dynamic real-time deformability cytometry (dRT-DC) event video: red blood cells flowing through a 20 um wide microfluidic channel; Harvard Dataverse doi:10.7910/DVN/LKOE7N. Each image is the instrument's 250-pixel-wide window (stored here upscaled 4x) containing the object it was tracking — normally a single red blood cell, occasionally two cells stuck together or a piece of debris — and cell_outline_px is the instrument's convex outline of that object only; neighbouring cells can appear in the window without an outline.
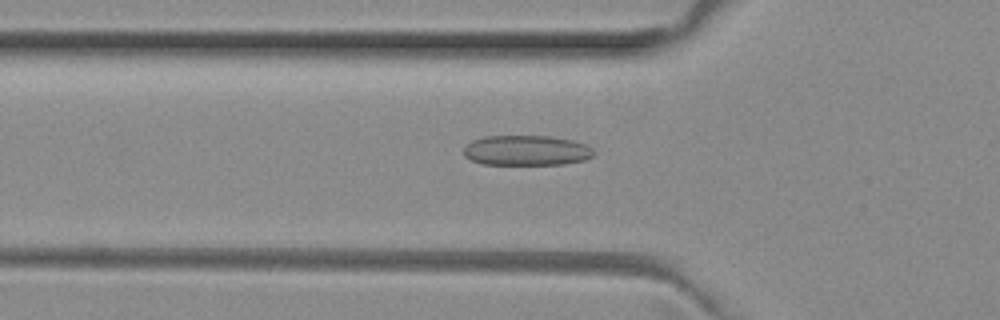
{"species": "common noctule bat (a hibernating species)", "species_latin": "Nyctalus noctula", "temperature_condition": "room temperature", "stored_images_in_passage": 50, "camera_frame_rate_fps": 3000, "um_per_image_px": 0.085, "animal": {"sex": "female", "body_mass_g": 29.2, "forearm_length_mm": 56.3}, "frame": {"image": 1, "passage_image": 16, "time_ms": 5.0, "image_size_px": [1000, 320], "cell_outline_px": [[596, 152], [592, 156], [584, 160], [564, 164], [480, 164], [464, 156], [464, 148], [472, 140], [484, 136], [548, 136], [572, 140], [584, 144], [592, 148]], "centroid_in_image_um": [44.74, 12.79], "position_along_channel_um": 81.1, "area_um2": 22.83}}
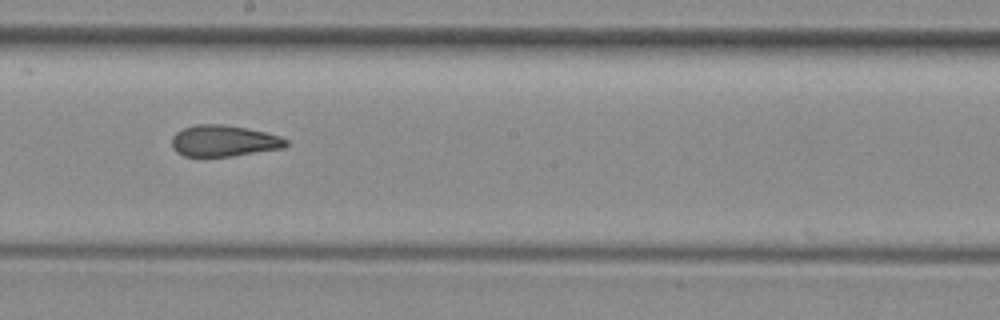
{"frame": {"image": 2, "passage_image": 27, "time_ms": 8.667, "image_size_px": [1000, 320], "cell_outline_px": [[288, 144], [284, 148], [232, 156], [184, 156], [176, 152], [172, 148], [172, 136], [176, 132], [184, 128], [196, 124], [224, 124], [248, 128], [280, 136], [288, 140]], "centroid_in_image_um": [19.02, 11.97], "position_along_channel_um": 229.2, "area_um2": 20.92}}
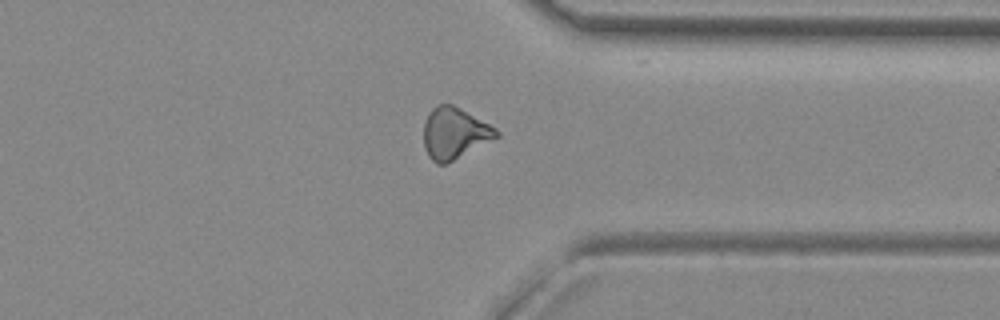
{"frame": {"image": 3, "passage_image": 38, "time_ms": 12.333, "image_size_px": [1000, 320], "cell_outline_px": [[500, 136], [444, 164], [436, 164], [428, 156], [424, 144], [424, 120], [428, 112], [436, 104], [452, 104], [496, 128], [500, 132]], "centroid_in_image_um": [38.6, 11.31], "position_along_channel_um": 372.8, "area_um2": 21.5}, "authors_computed_cell_mechanics": {"area_um2": 21.7328, "velocity_mm_per_s": 4.0253, "shape_relaxation_time_tau1_ms": null, "shape_relaxation_time_tau2_ms": 2.0702, "deformation_change_tau1": null, "deformation_change_tau2": 0.0835}}